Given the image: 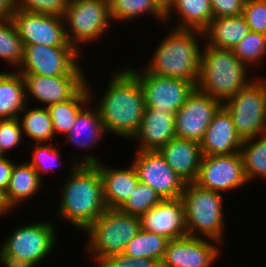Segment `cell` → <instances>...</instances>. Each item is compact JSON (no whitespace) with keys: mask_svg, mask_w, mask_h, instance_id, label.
Returning <instances> with one entry per match:
<instances>
[{"mask_svg":"<svg viewBox=\"0 0 266 267\" xmlns=\"http://www.w3.org/2000/svg\"><path fill=\"white\" fill-rule=\"evenodd\" d=\"M262 135L266 136V116H265V124H264V130H263Z\"/></svg>","mask_w":266,"mask_h":267,"instance_id":"bcb514c9","label":"cell"},{"mask_svg":"<svg viewBox=\"0 0 266 267\" xmlns=\"http://www.w3.org/2000/svg\"><path fill=\"white\" fill-rule=\"evenodd\" d=\"M42 178L28 163L14 164L4 198L10 209L33 197L41 188ZM33 195V196H32Z\"/></svg>","mask_w":266,"mask_h":267,"instance_id":"cb8c5ba5","label":"cell"},{"mask_svg":"<svg viewBox=\"0 0 266 267\" xmlns=\"http://www.w3.org/2000/svg\"><path fill=\"white\" fill-rule=\"evenodd\" d=\"M139 80L144 95V105L148 109L174 111L175 113L186 102L197 87L193 82L144 73L128 68Z\"/></svg>","mask_w":266,"mask_h":267,"instance_id":"8fae6325","label":"cell"},{"mask_svg":"<svg viewBox=\"0 0 266 267\" xmlns=\"http://www.w3.org/2000/svg\"><path fill=\"white\" fill-rule=\"evenodd\" d=\"M176 136L175 112L145 108L141 125L132 139L138 140V150L158 151Z\"/></svg>","mask_w":266,"mask_h":267,"instance_id":"7402d4cb","label":"cell"},{"mask_svg":"<svg viewBox=\"0 0 266 267\" xmlns=\"http://www.w3.org/2000/svg\"><path fill=\"white\" fill-rule=\"evenodd\" d=\"M11 209L7 205L5 198H4V193L0 191V216L5 215V213L10 212Z\"/></svg>","mask_w":266,"mask_h":267,"instance_id":"ee69618b","label":"cell"},{"mask_svg":"<svg viewBox=\"0 0 266 267\" xmlns=\"http://www.w3.org/2000/svg\"><path fill=\"white\" fill-rule=\"evenodd\" d=\"M209 240L189 235L169 240L161 267H210L220 252Z\"/></svg>","mask_w":266,"mask_h":267,"instance_id":"2e32d148","label":"cell"},{"mask_svg":"<svg viewBox=\"0 0 266 267\" xmlns=\"http://www.w3.org/2000/svg\"><path fill=\"white\" fill-rule=\"evenodd\" d=\"M96 267H161V262L151 258H133L120 253L106 257Z\"/></svg>","mask_w":266,"mask_h":267,"instance_id":"ab89813d","label":"cell"},{"mask_svg":"<svg viewBox=\"0 0 266 267\" xmlns=\"http://www.w3.org/2000/svg\"><path fill=\"white\" fill-rule=\"evenodd\" d=\"M201 51L200 75L197 88L221 103L246 88L248 67L232 50L206 44Z\"/></svg>","mask_w":266,"mask_h":267,"instance_id":"277c9868","label":"cell"},{"mask_svg":"<svg viewBox=\"0 0 266 267\" xmlns=\"http://www.w3.org/2000/svg\"><path fill=\"white\" fill-rule=\"evenodd\" d=\"M75 163V164H74ZM72 163L69 179L62 187L59 217L86 230L106 209L102 177L95 165Z\"/></svg>","mask_w":266,"mask_h":267,"instance_id":"7a4b0ae2","label":"cell"},{"mask_svg":"<svg viewBox=\"0 0 266 267\" xmlns=\"http://www.w3.org/2000/svg\"><path fill=\"white\" fill-rule=\"evenodd\" d=\"M24 45L11 20H0V58L20 66L23 59Z\"/></svg>","mask_w":266,"mask_h":267,"instance_id":"d6a6232c","label":"cell"},{"mask_svg":"<svg viewBox=\"0 0 266 267\" xmlns=\"http://www.w3.org/2000/svg\"><path fill=\"white\" fill-rule=\"evenodd\" d=\"M222 103L197 87L175 113L176 137L200 143Z\"/></svg>","mask_w":266,"mask_h":267,"instance_id":"5bb4252c","label":"cell"},{"mask_svg":"<svg viewBox=\"0 0 266 267\" xmlns=\"http://www.w3.org/2000/svg\"><path fill=\"white\" fill-rule=\"evenodd\" d=\"M108 84L97 106L105 132L132 139L140 128L145 109L142 86L127 68L113 74Z\"/></svg>","mask_w":266,"mask_h":267,"instance_id":"6da1fadb","label":"cell"},{"mask_svg":"<svg viewBox=\"0 0 266 267\" xmlns=\"http://www.w3.org/2000/svg\"><path fill=\"white\" fill-rule=\"evenodd\" d=\"M16 9V0H0V20H11Z\"/></svg>","mask_w":266,"mask_h":267,"instance_id":"7bdbcfd3","label":"cell"},{"mask_svg":"<svg viewBox=\"0 0 266 267\" xmlns=\"http://www.w3.org/2000/svg\"><path fill=\"white\" fill-rule=\"evenodd\" d=\"M246 0H210L213 18L243 14Z\"/></svg>","mask_w":266,"mask_h":267,"instance_id":"60d3db41","label":"cell"},{"mask_svg":"<svg viewBox=\"0 0 266 267\" xmlns=\"http://www.w3.org/2000/svg\"><path fill=\"white\" fill-rule=\"evenodd\" d=\"M83 160H81L80 165H95L100 172L103 183V198L106 207L119 209L139 182L134 166L130 165L125 170L108 168L89 153Z\"/></svg>","mask_w":266,"mask_h":267,"instance_id":"d6986e66","label":"cell"},{"mask_svg":"<svg viewBox=\"0 0 266 267\" xmlns=\"http://www.w3.org/2000/svg\"><path fill=\"white\" fill-rule=\"evenodd\" d=\"M132 165L138 180L150 186L163 200L181 198L186 183L175 174L159 151L138 150Z\"/></svg>","mask_w":266,"mask_h":267,"instance_id":"7c38bea8","label":"cell"},{"mask_svg":"<svg viewBox=\"0 0 266 267\" xmlns=\"http://www.w3.org/2000/svg\"><path fill=\"white\" fill-rule=\"evenodd\" d=\"M14 162L5 156L0 157V191L6 192Z\"/></svg>","mask_w":266,"mask_h":267,"instance_id":"b9f144b4","label":"cell"},{"mask_svg":"<svg viewBox=\"0 0 266 267\" xmlns=\"http://www.w3.org/2000/svg\"><path fill=\"white\" fill-rule=\"evenodd\" d=\"M52 222H35L16 229L0 250L5 267H35L54 247L56 228Z\"/></svg>","mask_w":266,"mask_h":267,"instance_id":"52a82bcc","label":"cell"},{"mask_svg":"<svg viewBox=\"0 0 266 267\" xmlns=\"http://www.w3.org/2000/svg\"><path fill=\"white\" fill-rule=\"evenodd\" d=\"M240 154L248 182L254 177H266V136L260 135L259 139L256 136L244 140Z\"/></svg>","mask_w":266,"mask_h":267,"instance_id":"1f68e13d","label":"cell"},{"mask_svg":"<svg viewBox=\"0 0 266 267\" xmlns=\"http://www.w3.org/2000/svg\"><path fill=\"white\" fill-rule=\"evenodd\" d=\"M158 151L186 184L196 181L203 156L200 143L175 136Z\"/></svg>","mask_w":266,"mask_h":267,"instance_id":"44dd1931","label":"cell"},{"mask_svg":"<svg viewBox=\"0 0 266 267\" xmlns=\"http://www.w3.org/2000/svg\"><path fill=\"white\" fill-rule=\"evenodd\" d=\"M242 141L258 137L266 116V79L253 80L246 88L222 103Z\"/></svg>","mask_w":266,"mask_h":267,"instance_id":"9c48e42d","label":"cell"},{"mask_svg":"<svg viewBox=\"0 0 266 267\" xmlns=\"http://www.w3.org/2000/svg\"><path fill=\"white\" fill-rule=\"evenodd\" d=\"M12 21L23 45L72 46L65 35L63 17L16 9Z\"/></svg>","mask_w":266,"mask_h":267,"instance_id":"4fadbf2b","label":"cell"},{"mask_svg":"<svg viewBox=\"0 0 266 267\" xmlns=\"http://www.w3.org/2000/svg\"><path fill=\"white\" fill-rule=\"evenodd\" d=\"M195 183L216 192H231L248 183L240 152L222 156L203 155Z\"/></svg>","mask_w":266,"mask_h":267,"instance_id":"9a60e30c","label":"cell"},{"mask_svg":"<svg viewBox=\"0 0 266 267\" xmlns=\"http://www.w3.org/2000/svg\"><path fill=\"white\" fill-rule=\"evenodd\" d=\"M27 98L25 83L19 72H0V119L19 118Z\"/></svg>","mask_w":266,"mask_h":267,"instance_id":"d4e9b609","label":"cell"},{"mask_svg":"<svg viewBox=\"0 0 266 267\" xmlns=\"http://www.w3.org/2000/svg\"><path fill=\"white\" fill-rule=\"evenodd\" d=\"M250 31L243 15L212 18L203 34L208 45L232 50Z\"/></svg>","mask_w":266,"mask_h":267,"instance_id":"603a6c76","label":"cell"},{"mask_svg":"<svg viewBox=\"0 0 266 267\" xmlns=\"http://www.w3.org/2000/svg\"><path fill=\"white\" fill-rule=\"evenodd\" d=\"M198 34L204 36L198 30L173 29L160 42L145 70L150 74L190 81L197 86L202 50L198 47Z\"/></svg>","mask_w":266,"mask_h":267,"instance_id":"3957f363","label":"cell"},{"mask_svg":"<svg viewBox=\"0 0 266 267\" xmlns=\"http://www.w3.org/2000/svg\"><path fill=\"white\" fill-rule=\"evenodd\" d=\"M143 230L169 240L187 236L184 204L181 198L164 199L141 217Z\"/></svg>","mask_w":266,"mask_h":267,"instance_id":"ac0fdd59","label":"cell"},{"mask_svg":"<svg viewBox=\"0 0 266 267\" xmlns=\"http://www.w3.org/2000/svg\"><path fill=\"white\" fill-rule=\"evenodd\" d=\"M68 0H16V8L33 13L63 17Z\"/></svg>","mask_w":266,"mask_h":267,"instance_id":"8d00e7d4","label":"cell"},{"mask_svg":"<svg viewBox=\"0 0 266 267\" xmlns=\"http://www.w3.org/2000/svg\"><path fill=\"white\" fill-rule=\"evenodd\" d=\"M92 110L86 109L85 106L66 135V139H69L68 141L72 144L82 146L81 148L85 147V149L97 144L105 132L99 110L97 108Z\"/></svg>","mask_w":266,"mask_h":267,"instance_id":"83f0119b","label":"cell"},{"mask_svg":"<svg viewBox=\"0 0 266 267\" xmlns=\"http://www.w3.org/2000/svg\"><path fill=\"white\" fill-rule=\"evenodd\" d=\"M26 107L20 112L23 118L20 124L22 131L31 139L37 141L36 143H44L51 140L55 136L53 132V124L50 114L45 107L30 108L27 110ZM26 111V112H25Z\"/></svg>","mask_w":266,"mask_h":267,"instance_id":"4dcf8cb0","label":"cell"},{"mask_svg":"<svg viewBox=\"0 0 266 267\" xmlns=\"http://www.w3.org/2000/svg\"><path fill=\"white\" fill-rule=\"evenodd\" d=\"M33 151L34 152L31 155L32 160L28 161V163L36 170L41 178V174H47L49 170L51 171L55 169L54 167L62 163L59 159L60 149L55 145H49V143H37Z\"/></svg>","mask_w":266,"mask_h":267,"instance_id":"d590c367","label":"cell"},{"mask_svg":"<svg viewBox=\"0 0 266 267\" xmlns=\"http://www.w3.org/2000/svg\"><path fill=\"white\" fill-rule=\"evenodd\" d=\"M169 239L142 228L131 239L123 253L133 258H151L161 262Z\"/></svg>","mask_w":266,"mask_h":267,"instance_id":"f1b7e54d","label":"cell"},{"mask_svg":"<svg viewBox=\"0 0 266 267\" xmlns=\"http://www.w3.org/2000/svg\"><path fill=\"white\" fill-rule=\"evenodd\" d=\"M108 3L110 18L113 21H131L141 14L149 13L166 22L165 11L155 0H108Z\"/></svg>","mask_w":266,"mask_h":267,"instance_id":"f546056e","label":"cell"},{"mask_svg":"<svg viewBox=\"0 0 266 267\" xmlns=\"http://www.w3.org/2000/svg\"><path fill=\"white\" fill-rule=\"evenodd\" d=\"M162 200L150 186L139 181L119 210L129 215L141 217Z\"/></svg>","mask_w":266,"mask_h":267,"instance_id":"836d02e7","label":"cell"},{"mask_svg":"<svg viewBox=\"0 0 266 267\" xmlns=\"http://www.w3.org/2000/svg\"><path fill=\"white\" fill-rule=\"evenodd\" d=\"M22 127L18 118L0 119V152L3 156L9 149L19 145L22 137Z\"/></svg>","mask_w":266,"mask_h":267,"instance_id":"f35d334b","label":"cell"},{"mask_svg":"<svg viewBox=\"0 0 266 267\" xmlns=\"http://www.w3.org/2000/svg\"><path fill=\"white\" fill-rule=\"evenodd\" d=\"M181 199L184 204L187 235L196 236L201 232L206 239L214 243L222 242L224 217L223 196L220 192L209 190L197 183H187ZM196 231V232H195Z\"/></svg>","mask_w":266,"mask_h":267,"instance_id":"5b68a950","label":"cell"},{"mask_svg":"<svg viewBox=\"0 0 266 267\" xmlns=\"http://www.w3.org/2000/svg\"><path fill=\"white\" fill-rule=\"evenodd\" d=\"M172 10L180 15L176 29L198 30L203 32L213 18L210 0H174L165 11L166 21L172 16Z\"/></svg>","mask_w":266,"mask_h":267,"instance_id":"484cf974","label":"cell"},{"mask_svg":"<svg viewBox=\"0 0 266 267\" xmlns=\"http://www.w3.org/2000/svg\"><path fill=\"white\" fill-rule=\"evenodd\" d=\"M88 84L86 81L69 100L46 107L52 119L54 134L60 132L67 135L79 112L90 102L92 90Z\"/></svg>","mask_w":266,"mask_h":267,"instance_id":"4316f807","label":"cell"},{"mask_svg":"<svg viewBox=\"0 0 266 267\" xmlns=\"http://www.w3.org/2000/svg\"><path fill=\"white\" fill-rule=\"evenodd\" d=\"M63 20L70 26L65 27L67 41L80 50V44L95 42L110 27L108 0H68Z\"/></svg>","mask_w":266,"mask_h":267,"instance_id":"ba28073f","label":"cell"},{"mask_svg":"<svg viewBox=\"0 0 266 267\" xmlns=\"http://www.w3.org/2000/svg\"><path fill=\"white\" fill-rule=\"evenodd\" d=\"M232 51L247 67L258 63L266 55V34L249 31Z\"/></svg>","mask_w":266,"mask_h":267,"instance_id":"e575fe53","label":"cell"},{"mask_svg":"<svg viewBox=\"0 0 266 267\" xmlns=\"http://www.w3.org/2000/svg\"><path fill=\"white\" fill-rule=\"evenodd\" d=\"M21 75L25 83L26 95L31 94L40 103L47 104L42 107L69 100L86 83L84 75Z\"/></svg>","mask_w":266,"mask_h":267,"instance_id":"e0dca14e","label":"cell"},{"mask_svg":"<svg viewBox=\"0 0 266 267\" xmlns=\"http://www.w3.org/2000/svg\"><path fill=\"white\" fill-rule=\"evenodd\" d=\"M242 15L250 31L266 34V0H246Z\"/></svg>","mask_w":266,"mask_h":267,"instance_id":"74e56055","label":"cell"},{"mask_svg":"<svg viewBox=\"0 0 266 267\" xmlns=\"http://www.w3.org/2000/svg\"><path fill=\"white\" fill-rule=\"evenodd\" d=\"M79 52L73 46L24 45L18 72L43 76L84 75L76 61Z\"/></svg>","mask_w":266,"mask_h":267,"instance_id":"30bf717a","label":"cell"},{"mask_svg":"<svg viewBox=\"0 0 266 267\" xmlns=\"http://www.w3.org/2000/svg\"><path fill=\"white\" fill-rule=\"evenodd\" d=\"M155 1L164 11H166L174 0H155Z\"/></svg>","mask_w":266,"mask_h":267,"instance_id":"f6af8a7d","label":"cell"},{"mask_svg":"<svg viewBox=\"0 0 266 267\" xmlns=\"http://www.w3.org/2000/svg\"><path fill=\"white\" fill-rule=\"evenodd\" d=\"M140 229L139 216L129 215L119 209L107 208L84 231L89 237L87 253L94 254L99 264L106 257L123 253L127 243Z\"/></svg>","mask_w":266,"mask_h":267,"instance_id":"8992f818","label":"cell"},{"mask_svg":"<svg viewBox=\"0 0 266 267\" xmlns=\"http://www.w3.org/2000/svg\"><path fill=\"white\" fill-rule=\"evenodd\" d=\"M242 142L229 112L221 106L206 129L200 147L202 155H231L240 152Z\"/></svg>","mask_w":266,"mask_h":267,"instance_id":"ffe728a7","label":"cell"}]
</instances>
